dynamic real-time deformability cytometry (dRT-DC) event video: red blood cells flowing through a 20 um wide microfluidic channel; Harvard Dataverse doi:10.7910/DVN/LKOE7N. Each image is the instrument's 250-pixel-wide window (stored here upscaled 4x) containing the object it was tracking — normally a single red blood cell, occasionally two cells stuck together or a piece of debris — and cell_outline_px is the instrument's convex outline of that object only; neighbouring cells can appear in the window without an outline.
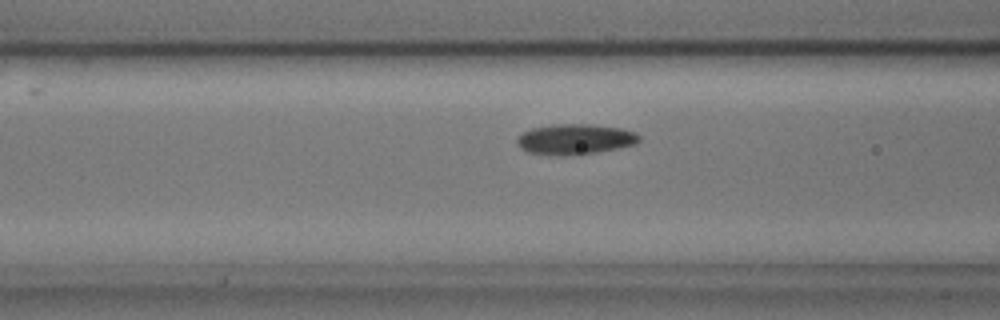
{"species": "common noctule bat (a hibernating species)", "species_latin": "Nyctalus noctula", "temperature_condition": "cold", "stored_images_in_passage": 35, "camera_frame_rate_fps": 3000, "um_per_image_px": 0.085, "animal": {"sex": "male", "body_mass_g": 17.9, "forearm_length_mm": 54.2}, "frame": {"image": 1, "passage_image": 5, "time_ms": 1.333, "image_size_px": [1000, 320], "cell_outline_px": [[640, 140], [636, 144], [596, 152], [564, 156], [556, 156], [528, 152], [520, 148], [516, 144], [516, 140], [524, 132], [532, 128], [552, 124], [588, 124], [620, 128], [636, 132], [640, 136]], "centroid_in_image_um": [48.86, 11.84], "position_along_channel_um": 117.7, "area_um2": 21.68}}
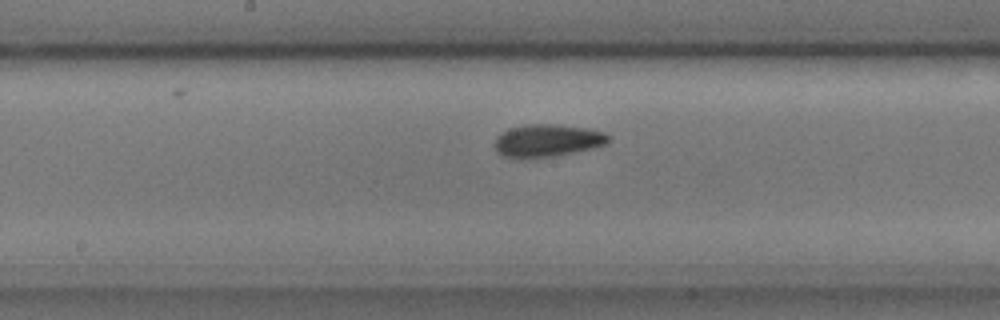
{"frame": {"image": 2, "passage_image": 12, "time_ms": 3.667, "image_size_px": [1000, 320], "cell_outline_px": [[612, 140], [604, 144], [592, 148], [552, 156], [524, 160], [520, 160], [504, 156], [496, 152], [496, 136], [508, 128], [528, 124], [548, 124], [584, 128], [604, 132], [612, 136]], "centroid_in_image_um": [46.49, 11.97], "position_along_channel_um": 201.7, "area_um2": 21.68}}
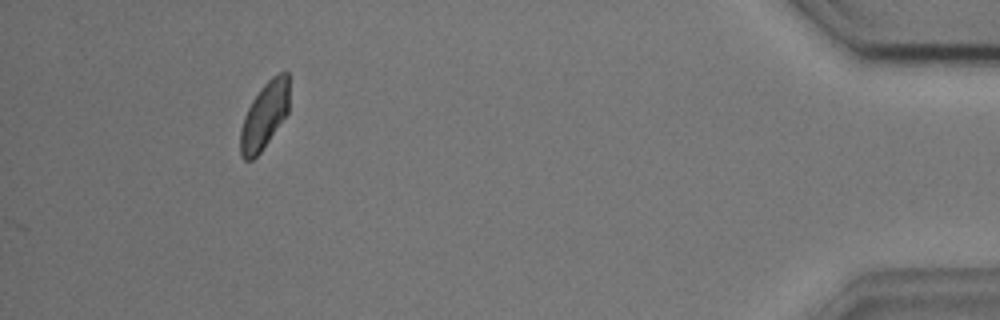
{"frame": {"image": 3, "passage_image": 35, "time_ms": 11.333, "image_size_px": [1000, 320], "cell_outline_px": [[288, 112], [260, 152], [252, 160], [244, 160], [240, 156], [240, 128], [244, 116], [252, 100], [260, 88], [272, 76], [280, 72], [288, 72]], "centroid_in_image_um": [22.45, 9.82], "position_along_channel_um": 412.8, "area_um2": 18.79}, "authors_computed_cell_mechanics": {"area_um2": 20.23, "velocity_mm_per_s": 3.5911, "shape_relaxation_time_tau1_ms": 2.1927, "shape_relaxation_time_tau2_ms": 1.8994, "deformation_change_tau1": 0.0732, "deformation_change_tau2": 0.0546}}